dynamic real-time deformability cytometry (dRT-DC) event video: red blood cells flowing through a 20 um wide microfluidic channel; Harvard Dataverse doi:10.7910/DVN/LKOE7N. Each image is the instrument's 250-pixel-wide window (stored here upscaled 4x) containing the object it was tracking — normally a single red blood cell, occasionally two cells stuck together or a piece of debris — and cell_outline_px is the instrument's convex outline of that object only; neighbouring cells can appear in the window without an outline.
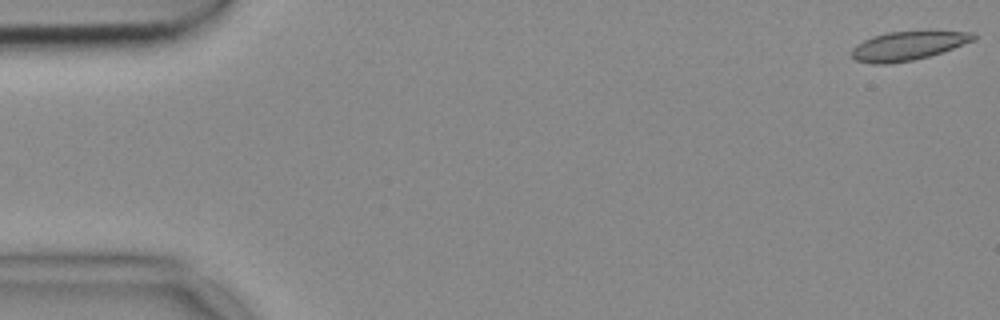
{"species": "common noctule bat (a hibernating species)", "species_latin": "Nyctalus noctula", "temperature_condition": "cold", "stored_images_in_passage": 54, "camera_frame_rate_fps": 3000, "um_per_image_px": 0.085, "animal": {"sex": "female", "body_mass_g": 18.4}, "frame": {"image": 1, "passage_image": 1, "time_ms": 0.0, "image_size_px": [1000, 320], "cell_outline_px": [[976, 40], [928, 56], [912, 60], [888, 64], [872, 64], [856, 60], [852, 56], [852, 48], [856, 44], [872, 36], [888, 32], [972, 32], [976, 36]], "centroid_in_image_um": [77.12, 3.9], "position_along_channel_um": 7.9, "area_um2": 20.06}}
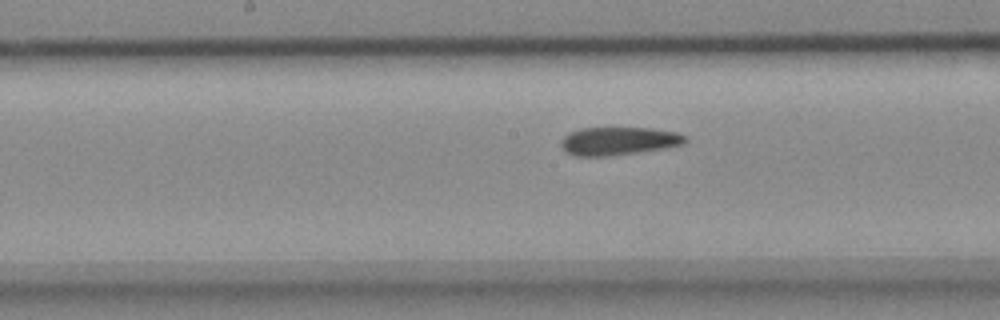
{"frame": {"image": 2, "passage_image": 27, "time_ms": 8.667, "image_size_px": [1000, 320], "cell_outline_px": [[688, 140], [684, 144], [664, 148], [608, 156], [576, 156], [568, 152], [560, 144], [560, 140], [568, 132], [580, 128], [652, 128], [676, 132], [688, 136]], "centroid_in_image_um": [52.59, 11.97], "position_along_channel_um": 195.6, "area_um2": 20.35}}
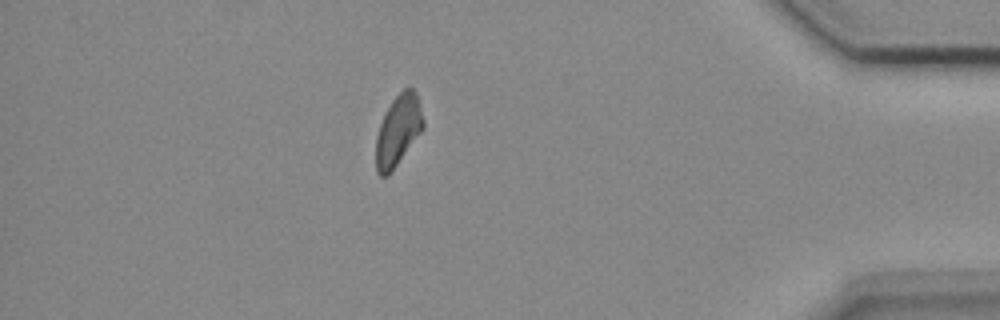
{"frame": {"image": 3, "passage_image": 47, "time_ms": 15.333, "image_size_px": [1000, 320], "cell_outline_px": [[424, 128], [392, 172], [388, 176], [380, 176], [376, 172], [376, 136], [380, 124], [392, 100], [404, 88], [412, 88], [416, 92], [424, 120]], "centroid_in_image_um": [33.84, 11.12], "position_along_channel_um": 401.4, "area_um2": 19.48}}